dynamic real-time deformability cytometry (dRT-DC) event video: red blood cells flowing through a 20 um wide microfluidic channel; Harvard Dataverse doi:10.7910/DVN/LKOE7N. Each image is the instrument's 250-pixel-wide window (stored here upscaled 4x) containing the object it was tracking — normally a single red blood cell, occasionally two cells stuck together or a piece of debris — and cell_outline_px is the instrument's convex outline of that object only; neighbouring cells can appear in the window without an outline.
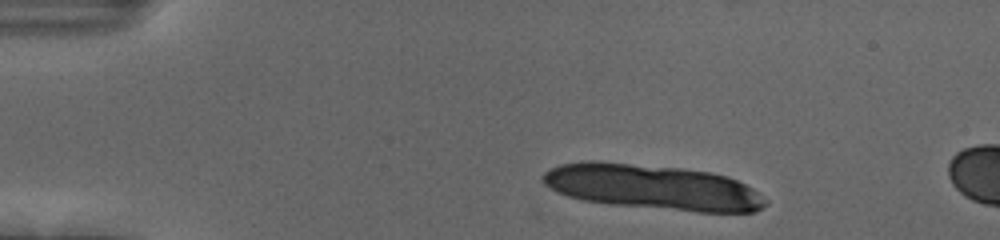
{"species": "human", "species_latin": "Homo sapiens", "temperature_condition": "cold", "stored_images_in_passage": 6, "camera_frame_rate_fps": 3000, "um_per_image_px": 0.085, "donor": {"sex": "female"}, "frame": {"image": 1, "passage_image": 1, "time_ms": 0.0, "image_size_px": [1000, 240], "cell_outline_px": [[768, 204], [756, 212], [696, 212], [608, 204], [580, 200], [568, 196], [544, 184], [540, 180], [540, 176], [548, 168], [560, 164], [588, 160], [596, 160], [680, 168], [712, 172], [728, 176], [752, 188], [768, 200]], "centroid_in_image_um": [55.46, 15.9], "position_along_channel_um": 29.5, "area_um2": 59.13}}